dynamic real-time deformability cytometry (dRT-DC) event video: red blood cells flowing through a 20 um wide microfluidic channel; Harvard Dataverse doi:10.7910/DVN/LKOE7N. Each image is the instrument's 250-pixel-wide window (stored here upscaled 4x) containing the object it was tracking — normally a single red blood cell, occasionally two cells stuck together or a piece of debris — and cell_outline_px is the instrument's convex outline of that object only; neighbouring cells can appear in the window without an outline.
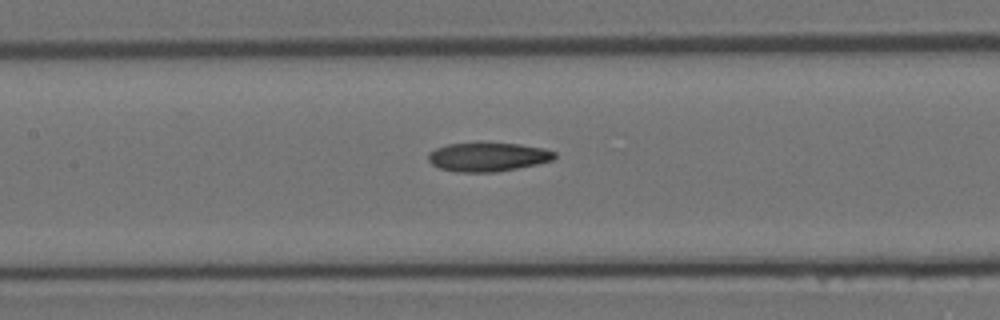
{"species": "Egyptian fruit bat (a non-hibernating species)", "species_latin": "Rousettus aegyptiacus", "temperature_condition": "room temperature", "stored_images_in_passage": 20, "camera_frame_rate_fps": 3000, "um_per_image_px": 0.085, "animal": {"sex": "female"}, "frame": {"image": 1, "passage_image": 9, "time_ms": 2.667, "image_size_px": [1000, 320], "cell_outline_px": [[556, 156], [552, 160], [536, 164], [496, 172], [456, 172], [440, 168], [432, 164], [428, 160], [428, 152], [436, 148], [448, 144], [476, 140], [520, 144], [544, 148], [556, 152]], "centroid_in_image_um": [41.43, 13.29], "position_along_channel_um": 166.0, "area_um2": 21.96}}
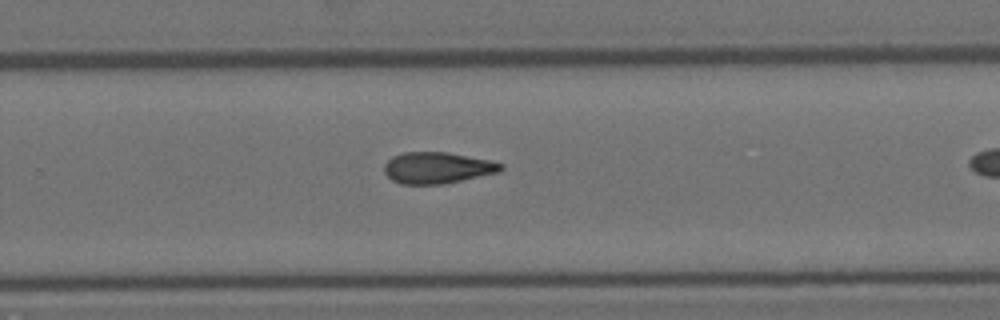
{"frame": {"image": 2, "passage_image": 15, "time_ms": 4.667, "image_size_px": [1000, 320], "cell_outline_px": [[504, 168], [500, 172], [444, 184], [400, 184], [392, 180], [384, 172], [384, 164], [392, 156], [404, 152], [448, 152], [492, 160], [504, 164]], "centroid_in_image_um": [37.2, 14.26], "position_along_channel_um": 292.6, "area_um2": 21.56}}
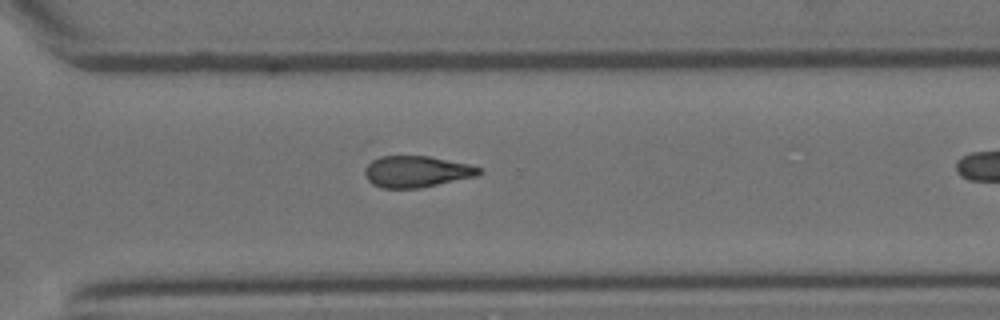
{"frame": {"image": 3, "passage_image": 17, "time_ms": 5.333, "image_size_px": [1000, 320], "cell_outline_px": [[484, 172], [476, 176], [420, 188], [380, 188], [372, 184], [364, 176], [364, 168], [372, 160], [380, 156], [428, 156], [468, 164], [480, 168]], "centroid_in_image_um": [35.37, 14.59], "position_along_channel_um": 335.2, "area_um2": 20.92}}